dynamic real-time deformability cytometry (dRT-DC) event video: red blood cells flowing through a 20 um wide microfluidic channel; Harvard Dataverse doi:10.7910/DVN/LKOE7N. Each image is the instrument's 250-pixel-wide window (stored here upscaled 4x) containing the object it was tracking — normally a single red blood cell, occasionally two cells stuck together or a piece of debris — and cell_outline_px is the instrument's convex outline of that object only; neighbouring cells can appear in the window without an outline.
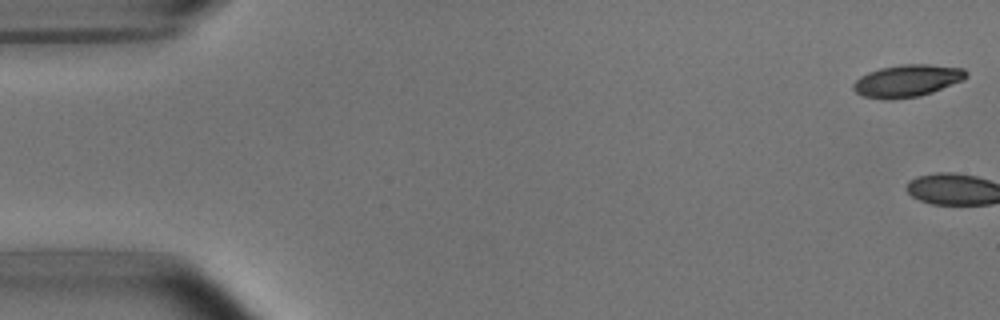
{"species": "common noctule bat (a hibernating species)", "species_latin": "Nyctalus noctula", "temperature_condition": "room temperature", "stored_images_in_passage": 3, "camera_frame_rate_fps": 3000, "um_per_image_px": 0.085, "animal": {"sex": "male", "body_mass_g": 15.6}, "frame": {"image": 1, "passage_image": 1, "time_ms": 0.0, "image_size_px": [1000, 320], "cell_outline_px": [[968, 76], [964, 80], [932, 92], [920, 96], [888, 100], [860, 96], [852, 88], [852, 84], [860, 76], [868, 72], [880, 68], [900, 64], [928, 64], [964, 68], [968, 72]], "centroid_in_image_um": [77.11, 6.86], "position_along_channel_um": 7.9, "area_um2": 21.44}}